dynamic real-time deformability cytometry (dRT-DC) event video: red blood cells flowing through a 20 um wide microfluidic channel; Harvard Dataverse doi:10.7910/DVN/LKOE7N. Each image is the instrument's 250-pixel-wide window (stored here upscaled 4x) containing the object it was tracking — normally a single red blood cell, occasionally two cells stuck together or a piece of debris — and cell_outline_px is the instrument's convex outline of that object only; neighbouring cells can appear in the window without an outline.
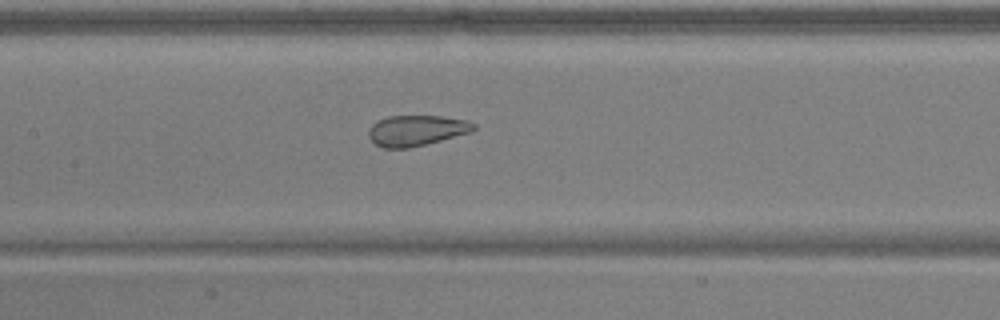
{"species": "common noctule bat (a hibernating species)", "species_latin": "Nyctalus noctula", "temperature_condition": "warm", "stored_images_in_passage": 50, "camera_frame_rate_fps": 3000, "um_per_image_px": 0.085, "animal": {"sex": "male", "body_mass_g": 17.9, "forearm_length_mm": 54.2}, "frame": {"image": 1, "passage_image": 25, "time_ms": 8.0, "image_size_px": [1000, 320], "cell_outline_px": [[476, 128], [472, 132], [408, 148], [380, 148], [368, 136], [368, 132], [372, 124], [388, 116], [440, 116], [468, 120], [476, 124]], "centroid_in_image_um": [35.41, 11.09], "position_along_channel_um": 172.0, "area_um2": 18.67}}
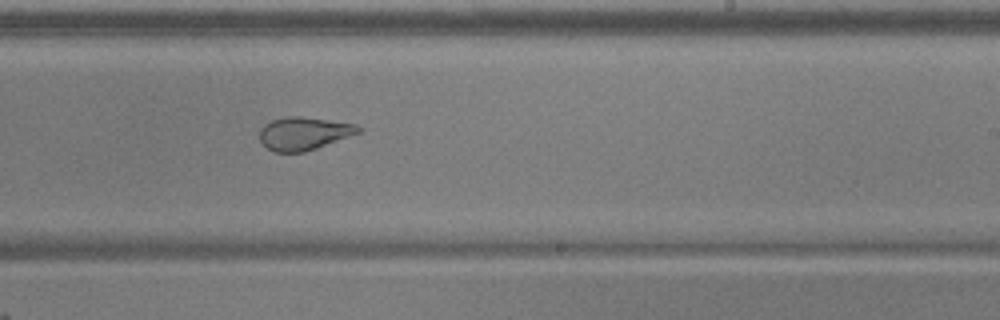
{"frame": {"image": 2, "passage_image": 32, "time_ms": 10.333, "image_size_px": [1000, 320], "cell_outline_px": [[360, 132], [316, 148], [304, 152], [276, 152], [268, 148], [260, 140], [260, 128], [264, 124], [272, 120], [284, 116], [300, 116], [356, 124], [360, 128]], "centroid_in_image_um": [25.79, 11.33], "position_along_channel_um": 263.2, "area_um2": 18.73}}
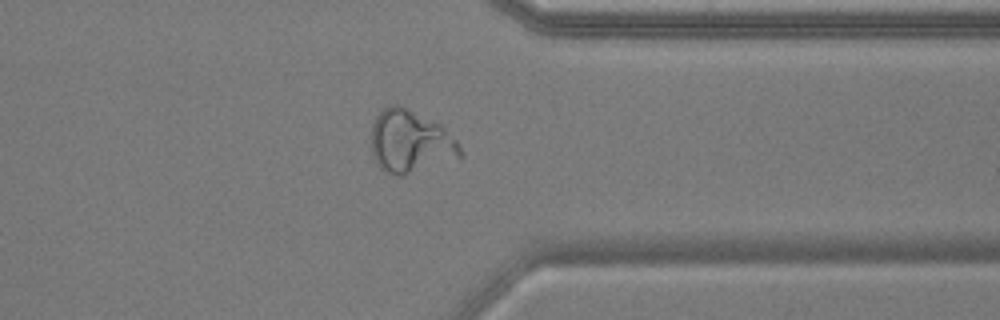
{"frame": {"image": 3, "passage_image": 41, "time_ms": 13.333, "image_size_px": [1000, 320], "cell_outline_px": [[464, 156], [400, 176], [388, 172], [380, 168], [376, 164], [372, 152], [372, 124], [376, 116], [384, 108], [392, 104], [400, 104], [440, 124], [456, 140], [464, 152]], "centroid_in_image_um": [34.88, 12.02], "position_along_channel_um": 376.5, "area_um2": 32.31}, "authors_computed_cell_mechanics": {"area_um2": 24.6806, "velocity_mm_per_s": 3.9208, "shape_relaxation_time_tau1_ms": 2.9596, "shape_relaxation_time_tau2_ms": null, "deformation_change_tau1": 0.131, "deformation_change_tau2": null}}